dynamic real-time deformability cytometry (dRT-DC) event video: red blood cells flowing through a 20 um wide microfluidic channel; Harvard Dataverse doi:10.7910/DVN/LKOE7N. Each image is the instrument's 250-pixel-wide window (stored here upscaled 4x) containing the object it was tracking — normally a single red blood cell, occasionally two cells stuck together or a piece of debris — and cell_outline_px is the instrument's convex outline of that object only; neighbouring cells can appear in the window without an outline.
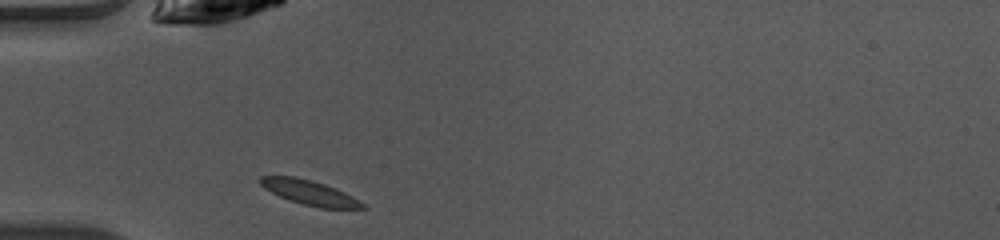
{"species": "common noctule bat (a hibernating species)", "species_latin": "Nyctalus noctula", "temperature_condition": "warm", "stored_images_in_passage": 35, "camera_frame_rate_fps": 3000, "um_per_image_px": 0.085, "animal": {"sex": "female", "body_mass_g": 10.0, "forearm_length_mm": 53.1}, "frame": {"image": 1, "passage_image": 1, "time_ms": 0.0, "image_size_px": [1000, 240], "cell_outline_px": [[368, 208], [320, 208], [304, 204], [280, 196], [264, 188], [256, 180], [260, 176], [292, 176], [312, 180], [336, 188], [360, 200]], "centroid_in_image_um": [26.31, 16.35], "position_along_channel_um": 58.7, "area_um2": 14.57}}
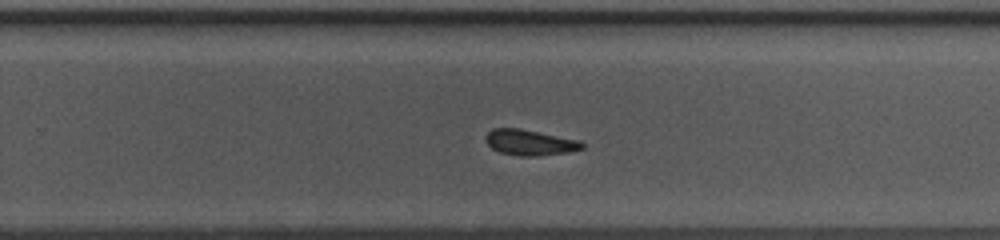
{"frame": {"image": 2, "passage_image": 18, "time_ms": 5.667, "image_size_px": [1000, 240], "cell_outline_px": [[584, 148], [568, 152], [536, 156], [520, 156], [500, 152], [492, 148], [484, 140], [484, 136], [492, 128], [520, 128], [580, 140], [584, 144]], "centroid_in_image_um": [45.02, 12.1], "position_along_channel_um": 284.8, "area_um2": 14.51}}
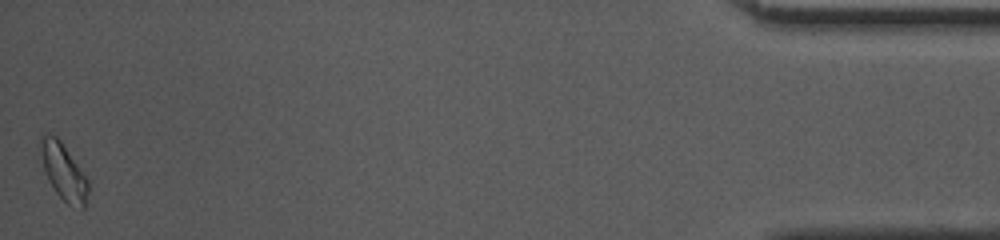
{"frame": {"image": 3, "passage_image": 35, "time_ms": 11.333, "image_size_px": [1000, 240], "cell_outline_px": [[88, 192], [84, 208], [80, 208], [68, 204], [56, 192], [48, 180], [44, 172], [40, 140], [40, 136], [44, 132], [56, 136], [60, 140], [88, 180]], "centroid_in_image_um": [5.39, 14.58], "position_along_channel_um": 429.8, "area_um2": 15.32}, "authors_computed_cell_mechanics": {"area_um2": 14.6234, "velocity_mm_per_s": 4.0727, "shape_relaxation_time_tau1_ms": 1.6336, "shape_relaxation_time_tau2_ms": null, "deformation_change_tau1": 0.0941, "deformation_change_tau2": null}}